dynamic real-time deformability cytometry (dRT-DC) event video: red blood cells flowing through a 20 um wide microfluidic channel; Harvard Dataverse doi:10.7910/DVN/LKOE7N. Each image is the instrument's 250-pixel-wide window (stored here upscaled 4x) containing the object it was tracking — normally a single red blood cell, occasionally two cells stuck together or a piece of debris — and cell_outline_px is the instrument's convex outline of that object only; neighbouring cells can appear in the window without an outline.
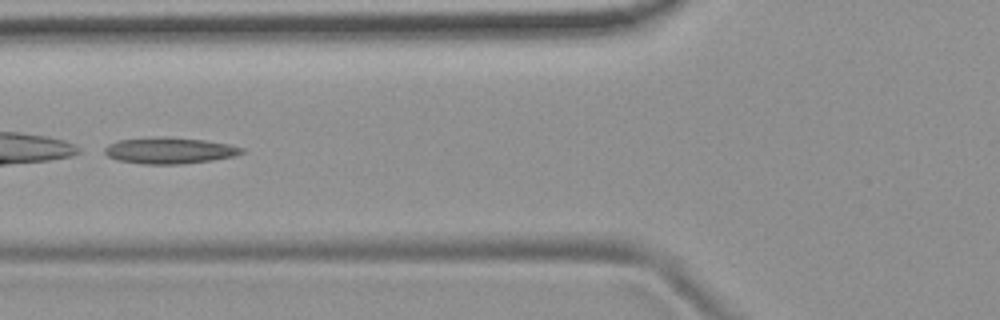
{"species": "common noctule bat (a hibernating species)", "species_latin": "Nyctalus noctula", "temperature_condition": "room temperature", "stored_images_in_passage": 37, "camera_frame_rate_fps": 3000, "um_per_image_px": 0.085, "animal": {"sex": "female", "body_mass_g": 19.9}, "frame": {"image": 1, "passage_image": 6, "time_ms": 1.667, "image_size_px": [1000, 320], "cell_outline_px": [[244, 152], [236, 156], [212, 160], [180, 164], [144, 164], [116, 160], [108, 156], [104, 152], [104, 148], [108, 144], [120, 140], [164, 136], [204, 140], [228, 144], [244, 148]], "centroid_in_image_um": [14.41, 12.8], "position_along_channel_um": 111.4, "area_um2": 20.98}}
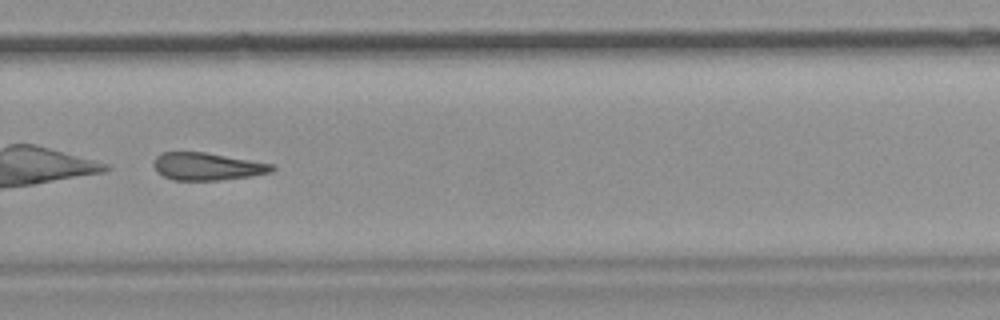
{"frame": {"image": 2, "passage_image": 22, "time_ms": 7.0, "image_size_px": [1000, 320], "cell_outline_px": [[276, 168], [272, 172], [252, 176], [220, 180], [172, 180], [156, 172], [152, 164], [156, 156], [160, 152], [204, 152], [272, 164]], "centroid_in_image_um": [17.57, 14.15], "position_along_channel_um": 312.2, "area_um2": 19.02}}